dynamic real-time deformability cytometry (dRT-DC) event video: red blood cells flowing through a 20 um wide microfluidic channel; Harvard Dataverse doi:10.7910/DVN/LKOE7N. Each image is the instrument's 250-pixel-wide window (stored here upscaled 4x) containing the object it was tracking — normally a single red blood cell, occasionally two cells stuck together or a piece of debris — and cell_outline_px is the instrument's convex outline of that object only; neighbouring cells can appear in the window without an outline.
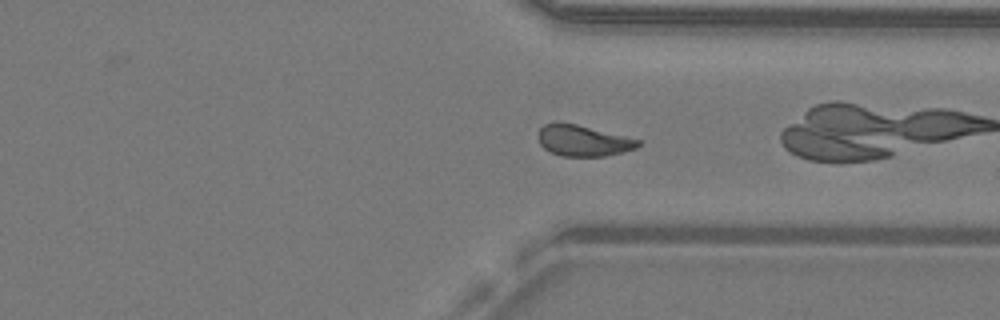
{"species": "common noctule bat (a hibernating species)", "species_latin": "Nyctalus noctula", "temperature_condition": "warm", "stored_images_in_passage": 47, "camera_frame_rate_fps": 3000, "um_per_image_px": 0.085, "animal": {"sex": "male", "body_mass_g": 19.2, "forearm_length_mm": 51.8}, "frame": {"image": 1, "passage_image": 34, "time_ms": 11.0, "image_size_px": [1000, 320], "cell_outline_px": [[640, 144], [636, 148], [604, 156], [560, 156], [548, 152], [540, 144], [540, 128], [544, 124], [556, 120], [576, 124], [640, 140]], "centroid_in_image_um": [49.51, 11.94], "position_along_channel_um": 361.9, "area_um2": 17.98}, "authors_computed_cell_mechanics": {"area_um2": 18.6116, "velocity_mm_per_s": 4.283, "shape_relaxation_time_tau1_ms": null, "shape_relaxation_time_tau2_ms": 4.5849, "deformation_change_tau1": null, "deformation_change_tau2": 0.1264}}